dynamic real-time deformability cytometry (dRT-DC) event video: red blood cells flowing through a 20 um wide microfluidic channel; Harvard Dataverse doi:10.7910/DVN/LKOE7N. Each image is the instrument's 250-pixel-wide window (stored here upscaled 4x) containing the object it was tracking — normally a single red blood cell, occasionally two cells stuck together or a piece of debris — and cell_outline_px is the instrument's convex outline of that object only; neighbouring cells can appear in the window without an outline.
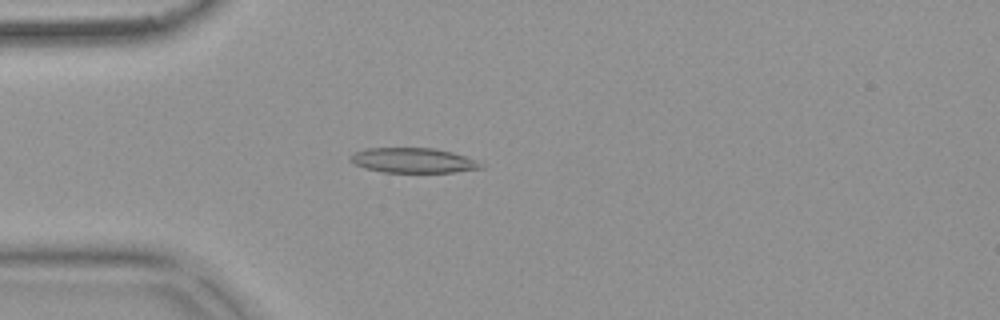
{"species": "common noctule bat (a hibernating species)", "species_latin": "Nyctalus noctula", "temperature_condition": "warm", "stored_images_in_passage": 54, "camera_frame_rate_fps": 3000, "um_per_image_px": 0.085, "animal": {"sex": "female", "body_mass_g": 18.4}, "frame": {"image": 1, "passage_image": 15, "time_ms": 4.667, "image_size_px": [1000, 320], "cell_outline_px": [[484, 168], [452, 172], [384, 172], [364, 168], [348, 160], [348, 156], [364, 148], [436, 148], [452, 152], [476, 160], [484, 164]], "centroid_in_image_um": [35.11, 13.63], "position_along_channel_um": 49.9, "area_um2": 19.02}}
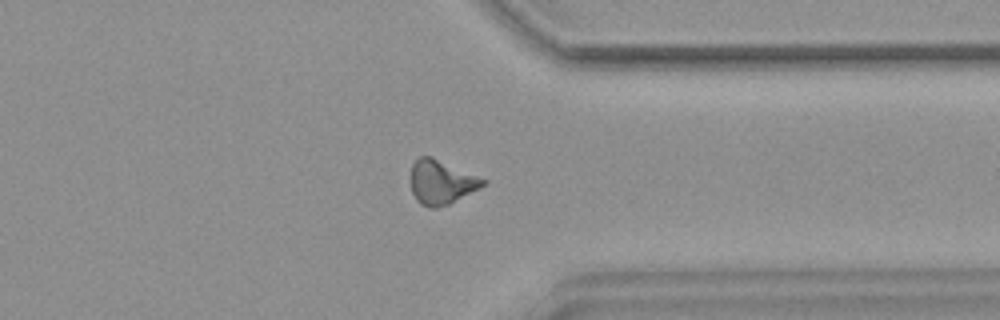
{"frame": {"image": 2, "passage_image": 42, "time_ms": 13.667, "image_size_px": [1000, 320], "cell_outline_px": [[488, 184], [448, 204], [436, 208], [428, 208], [420, 204], [416, 200], [412, 192], [412, 164], [420, 156], [432, 156], [488, 180]], "centroid_in_image_um": [37.54, 15.48], "position_along_channel_um": 373.9, "area_um2": 18.61}}
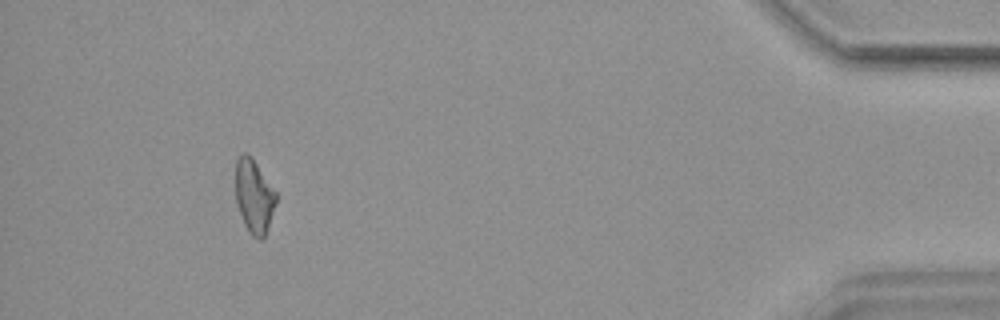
{"frame": {"image": 3, "passage_image": 50, "time_ms": 16.333, "image_size_px": [1000, 320], "cell_outline_px": [[276, 204], [264, 236], [260, 240], [256, 240], [248, 232], [244, 224], [236, 200], [236, 160], [244, 152], [248, 152], [252, 156], [276, 192]], "centroid_in_image_um": [21.59, 16.66], "position_along_channel_um": 413.6, "area_um2": 17.34}, "authors_computed_cell_mechanics": {"area_um2": 18.4093, "velocity_mm_per_s": 3.7604, "shape_relaxation_time_tau1_ms": null, "shape_relaxation_time_tau2_ms": 5.8161, "deformation_change_tau1": null, "deformation_change_tau2": 0.1566}}